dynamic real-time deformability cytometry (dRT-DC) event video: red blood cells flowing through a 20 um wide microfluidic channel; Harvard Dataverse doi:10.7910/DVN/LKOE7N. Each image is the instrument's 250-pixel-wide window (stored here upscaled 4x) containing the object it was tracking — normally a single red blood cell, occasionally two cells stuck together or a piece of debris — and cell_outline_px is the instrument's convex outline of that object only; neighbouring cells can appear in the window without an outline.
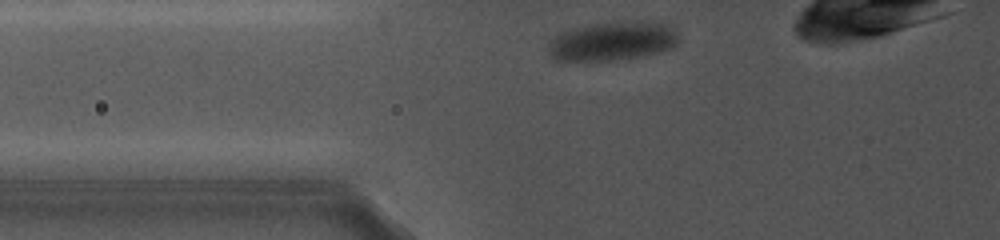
{"species": "common noctule bat (a hibernating species)", "species_latin": "Nyctalus noctula", "temperature_condition": "cold", "stored_images_in_passage": 28, "camera_frame_rate_fps": 5000, "um_per_image_px": 0.085, "animal": {"sex": "female", "body_mass_g": 19.0, "forearm_length_mm": 56.7}, "frame": {"image": 1, "passage_image": 2, "time_ms": 0.4, "image_size_px": [1000, 240], "cell_outline_px": [[680, 40], [672, 48], [640, 56], [616, 60], [556, 60], [548, 52], [548, 48], [552, 36], [560, 32], [572, 28], [612, 20], [652, 20], [672, 24]], "centroid_in_image_um": [52.11, 3.44], "position_along_channel_um": 73.7, "area_um2": 30.35}}
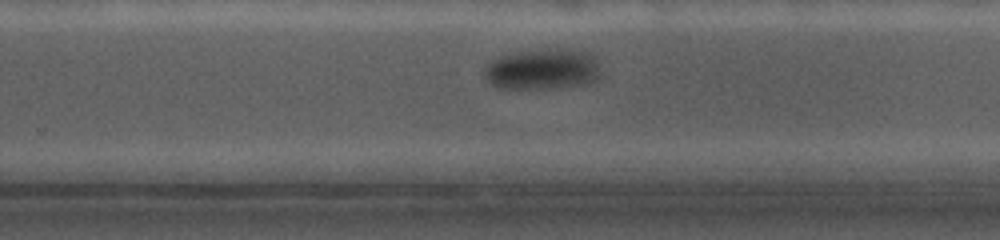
{"frame": {"image": 2, "passage_image": 17, "time_ms": 6.8, "image_size_px": [1000, 240], "cell_outline_px": [[600, 80], [588, 84], [552, 88], [500, 88], [492, 84], [488, 80], [484, 72], [484, 68], [492, 60], [500, 56], [524, 52], [588, 52], [596, 56], [600, 64]], "centroid_in_image_um": [46.18, 5.95], "position_along_channel_um": 283.6, "area_um2": 26.76}}
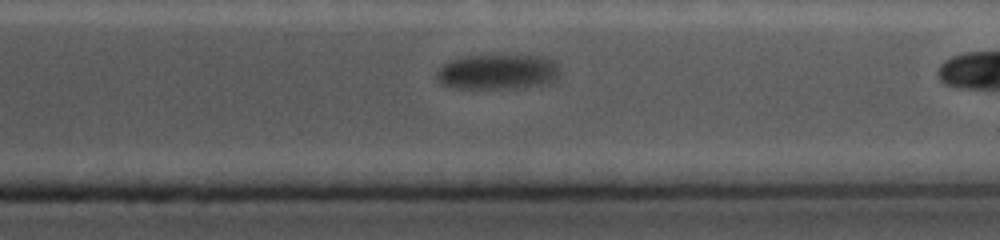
{"frame": {"image": 3, "passage_image": 23, "time_ms": 9.2, "image_size_px": [1000, 240], "cell_outline_px": [[560, 72], [556, 80], [548, 84], [520, 88], [456, 88], [444, 84], [436, 80], [436, 72], [444, 64], [452, 60], [464, 56], [540, 56], [556, 60]], "centroid_in_image_um": [42.36, 6.12], "position_along_channel_um": 369.0, "area_um2": 25.32}}